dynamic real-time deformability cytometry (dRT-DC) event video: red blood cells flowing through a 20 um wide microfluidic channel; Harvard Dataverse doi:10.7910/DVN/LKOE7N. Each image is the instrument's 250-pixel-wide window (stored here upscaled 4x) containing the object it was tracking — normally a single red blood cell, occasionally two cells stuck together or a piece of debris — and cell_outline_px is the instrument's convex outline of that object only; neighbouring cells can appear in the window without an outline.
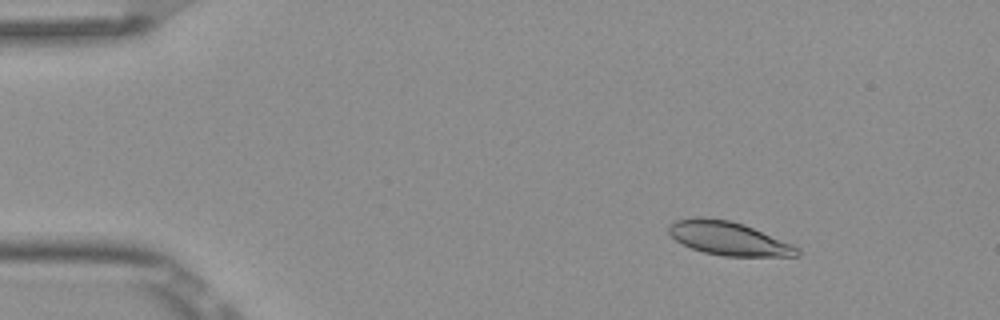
{"species": "Egyptian fruit bat (a non-hibernating species)", "species_latin": "Rousettus aegyptiacus", "temperature_condition": "room temperature", "stored_images_in_passage": 8, "camera_frame_rate_fps": 3000, "um_per_image_px": 0.085, "frame": {"image": 1, "passage_image": 2, "time_ms": 0.333, "image_size_px": [1000, 320], "cell_outline_px": [[800, 256], [724, 256], [704, 252], [692, 248], [676, 240], [668, 232], [668, 224], [676, 220], [692, 216], [704, 216], [732, 220], [744, 224], [792, 244], [800, 248]], "centroid_in_image_um": [61.91, 20.24], "position_along_channel_um": 23.1, "area_um2": 25.32}}
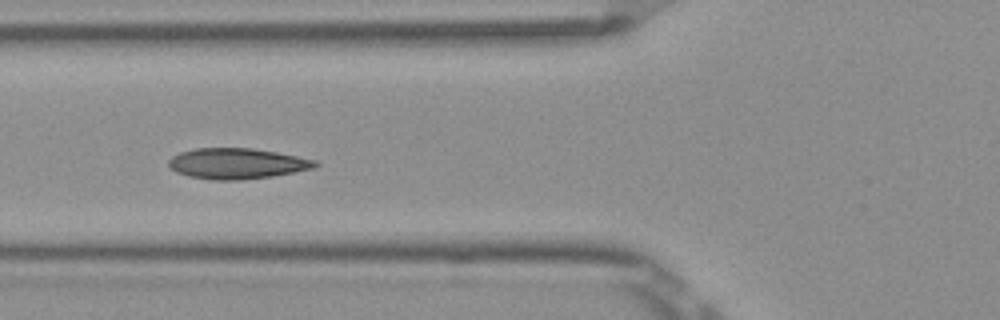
{"frame": {"image": 2, "passage_image": 6, "time_ms": 1.667, "image_size_px": [1000, 320], "cell_outline_px": [[320, 164], [312, 168], [272, 176], [240, 180], [212, 180], [188, 176], [176, 172], [168, 164], [168, 160], [172, 156], [180, 152], [196, 148], [252, 148], [276, 152], [316, 160]], "centroid_in_image_um": [20.11, 13.9], "position_along_channel_um": 105.7, "area_um2": 26.07}}
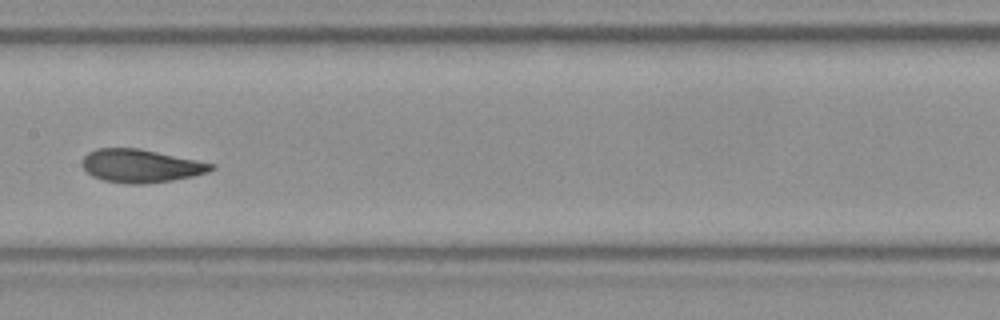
{"frame": {"image": 3, "passage_image": 8, "time_ms": 2.333, "image_size_px": [1000, 320], "cell_outline_px": [[216, 168], [208, 172], [192, 176], [172, 180], [144, 184], [128, 184], [104, 180], [92, 176], [80, 164], [80, 160], [88, 152], [96, 148], [140, 148], [216, 164]], "centroid_in_image_um": [11.95, 14.09], "position_along_channel_um": 195.4, "area_um2": 25.09}}